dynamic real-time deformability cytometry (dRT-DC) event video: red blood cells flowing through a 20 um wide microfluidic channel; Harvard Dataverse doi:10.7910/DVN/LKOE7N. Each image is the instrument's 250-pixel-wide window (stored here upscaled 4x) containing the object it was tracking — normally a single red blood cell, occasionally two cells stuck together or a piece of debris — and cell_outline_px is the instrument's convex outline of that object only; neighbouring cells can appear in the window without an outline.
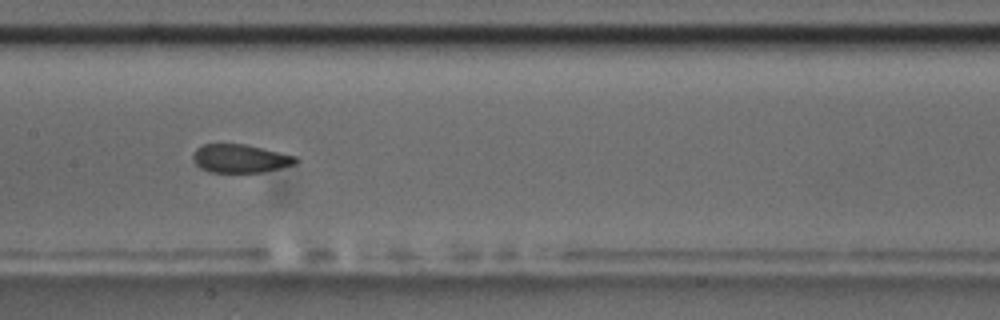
{"species": "common noctule bat (a hibernating species)", "species_latin": "Nyctalus noctula", "temperature_condition": "room temperature", "stored_images_in_passage": 14, "camera_frame_rate_fps": 3000, "um_per_image_px": 0.085, "animal": {"sex": "male", "body_mass_g": 17.5, "forearm_length_mm": 52.3}, "frame": {"image": 1, "passage_image": 7, "time_ms": 7.667, "image_size_px": [1000, 320], "cell_outline_px": [[300, 160], [296, 164], [260, 172], [208, 172], [200, 168], [192, 160], [192, 156], [196, 148], [204, 144], [248, 144], [296, 156]], "centroid_in_image_um": [20.41, 13.46], "position_along_channel_um": 187.0, "area_um2": 17.11}}
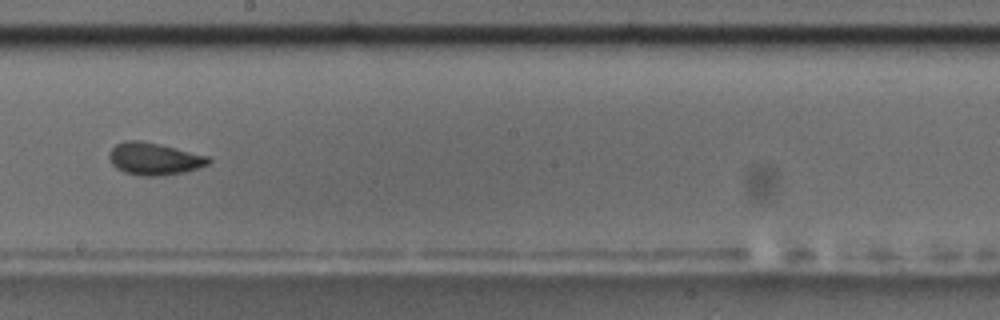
{"frame": {"image": 2, "passage_image": 8, "time_ms": 9.0, "image_size_px": [1000, 320], "cell_outline_px": [[212, 160], [208, 164], [200, 168], [184, 172], [160, 176], [140, 176], [124, 172], [116, 168], [112, 164], [108, 156], [108, 152], [116, 144], [124, 140], [140, 140], [160, 144], [208, 156]], "centroid_in_image_um": [13.09, 13.5], "position_along_channel_um": 235.1, "area_um2": 18.84}, "authors_computed_cell_mechanics": {"area_um2": 18.7272, "velocity_mm_per_s": 3.6225, "shape_relaxation_time_tau1_ms": 6.2172, "shape_relaxation_time_tau2_ms": 1.7395, "deformation_change_tau1": 0.1217, "deformation_change_tau2": 0.0329}}